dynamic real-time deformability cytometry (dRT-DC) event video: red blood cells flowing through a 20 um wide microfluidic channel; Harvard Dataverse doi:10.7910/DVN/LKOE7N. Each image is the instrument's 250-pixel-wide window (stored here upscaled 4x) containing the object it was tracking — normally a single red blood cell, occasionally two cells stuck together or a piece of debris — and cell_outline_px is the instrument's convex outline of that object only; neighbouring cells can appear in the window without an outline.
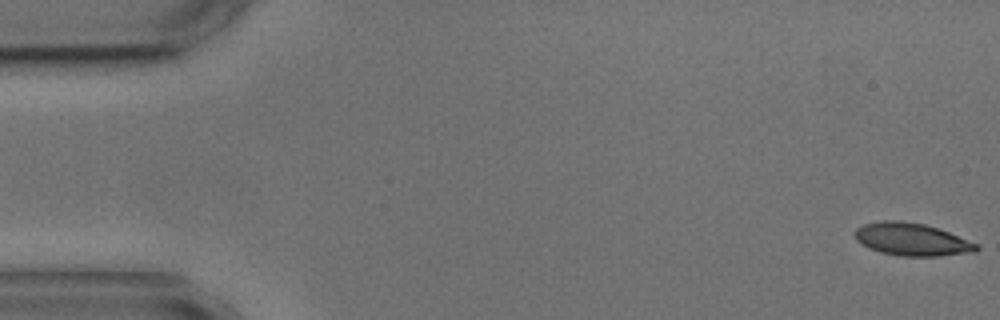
{"species": "common noctule bat (a hibernating species)", "species_latin": "Nyctalus noctula", "temperature_condition": "cold", "stored_images_in_passage": 4, "camera_frame_rate_fps": 3000, "um_per_image_px": 0.085, "animal": {"sex": "male", "body_mass_g": 17.9, "forearm_length_mm": 54.2}, "frame": {"image": 1, "passage_image": 1, "time_ms": 0.0, "image_size_px": [1000, 320], "cell_outline_px": [[980, 248], [976, 252], [936, 256], [900, 256], [880, 252], [868, 248], [860, 244], [856, 240], [856, 228], [864, 224], [880, 220], [900, 220], [924, 224], [948, 232], [980, 244]], "centroid_in_image_um": [77.51, 20.35], "position_along_channel_um": 7.5, "area_um2": 23.24}}